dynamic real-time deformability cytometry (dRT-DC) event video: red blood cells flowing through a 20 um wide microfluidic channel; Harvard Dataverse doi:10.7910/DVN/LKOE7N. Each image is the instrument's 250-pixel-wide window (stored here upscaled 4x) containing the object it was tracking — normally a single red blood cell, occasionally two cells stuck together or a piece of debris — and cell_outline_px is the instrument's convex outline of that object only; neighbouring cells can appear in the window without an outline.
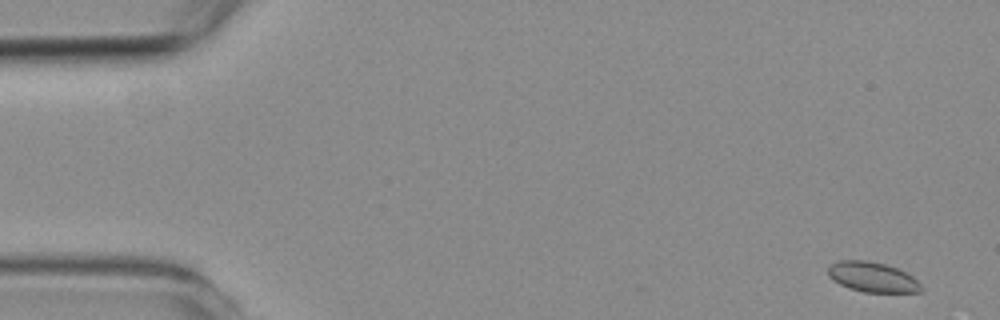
{"species": "common noctule bat (a hibernating species)", "species_latin": "Nyctalus noctula", "temperature_condition": "room temperature", "stored_images_in_passage": 5, "camera_frame_rate_fps": 3000, "um_per_image_px": 0.085, "animal": {"sex": "female", "body_mass_g": 19.3, "forearm_length_mm": 54.1}, "frame": {"image": 1, "passage_image": 1, "time_ms": 0.0, "image_size_px": [1000, 320], "cell_outline_px": [[924, 292], [864, 292], [848, 288], [832, 280], [828, 276], [828, 264], [840, 260], [864, 260], [884, 264], [896, 268], [912, 276], [924, 288]], "centroid_in_image_um": [74.13, 23.55], "position_along_channel_um": 10.9, "area_um2": 16.36}}
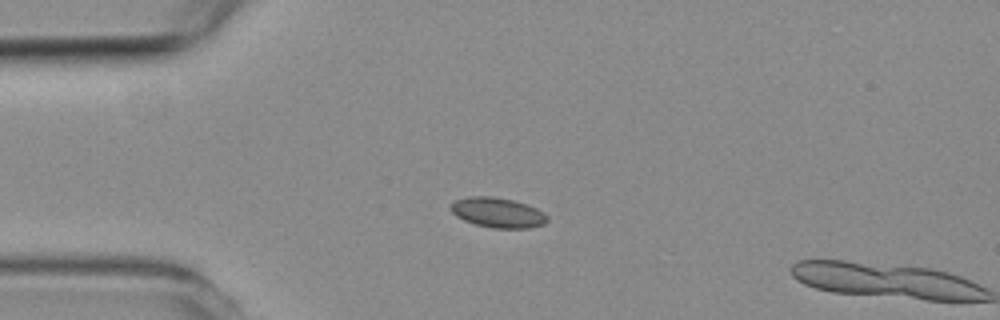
{"frame": {"image": 2, "passage_image": 4, "time_ms": 3.667, "image_size_px": [1000, 320], "cell_outline_px": [[548, 220], [544, 224], [528, 228], [492, 228], [476, 224], [464, 220], [456, 216], [448, 208], [456, 200], [468, 196], [492, 196], [512, 200], [528, 204], [544, 212], [548, 216]], "centroid_in_image_um": [42.32, 18.07], "position_along_channel_um": 42.7, "area_um2": 16.94}}